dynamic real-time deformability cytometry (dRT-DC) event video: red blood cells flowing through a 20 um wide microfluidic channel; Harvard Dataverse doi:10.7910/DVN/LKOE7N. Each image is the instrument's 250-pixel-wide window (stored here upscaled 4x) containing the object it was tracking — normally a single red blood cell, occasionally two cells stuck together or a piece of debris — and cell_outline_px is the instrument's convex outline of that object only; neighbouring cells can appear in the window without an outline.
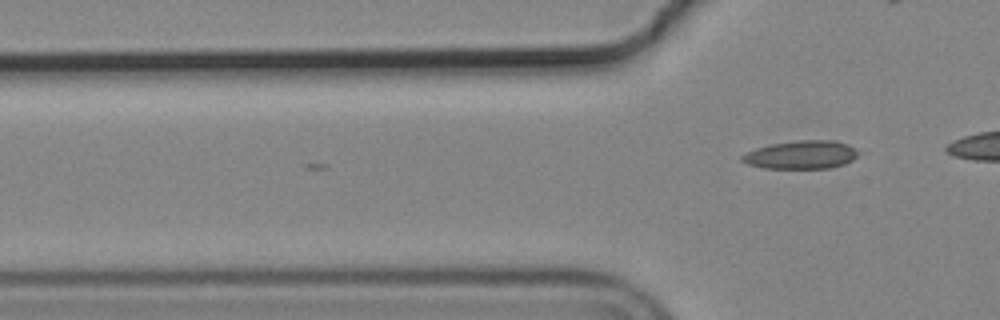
{"species": "common noctule bat (a hibernating species)", "species_latin": "Nyctalus noctula", "temperature_condition": "cold", "stored_images_in_passage": 4, "camera_frame_rate_fps": 3000, "um_per_image_px": 0.085, "animal": {"sex": "male", "body_mass_g": 19.2, "forearm_length_mm": 51.8}, "frame": {"image": 1, "passage_image": 4, "time_ms": 1.0, "image_size_px": [1000, 320], "cell_outline_px": [[856, 156], [852, 160], [844, 164], [828, 168], [764, 168], [748, 164], [740, 160], [740, 156], [756, 148], [772, 144], [796, 140], [836, 140], [848, 144], [856, 148]], "centroid_in_image_um": [68.1, 13.15], "position_along_channel_um": 57.7, "area_um2": 19.07}}